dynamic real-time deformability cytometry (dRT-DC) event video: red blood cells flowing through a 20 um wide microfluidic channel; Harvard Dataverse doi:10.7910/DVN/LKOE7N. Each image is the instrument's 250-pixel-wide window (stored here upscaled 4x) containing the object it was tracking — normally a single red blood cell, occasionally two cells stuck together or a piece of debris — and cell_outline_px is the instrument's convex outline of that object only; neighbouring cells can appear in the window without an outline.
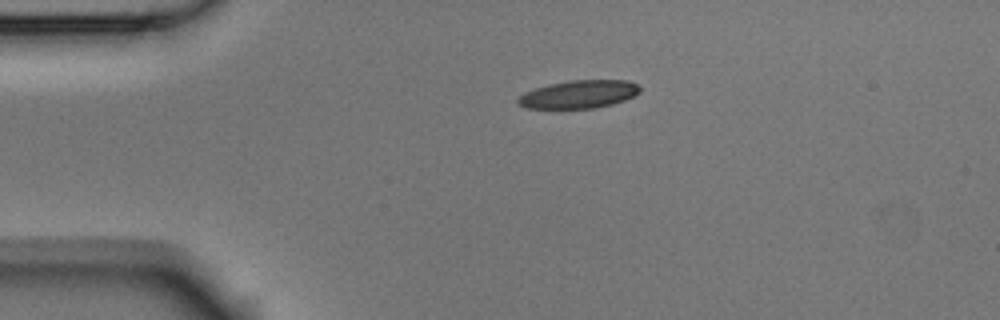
{"species": "Egyptian fruit bat (a non-hibernating species)", "species_latin": "Rousettus aegyptiacus", "temperature_condition": "room temperature", "stored_images_in_passage": 2, "camera_frame_rate_fps": 3000, "um_per_image_px": 0.085, "animal": {"sex": "male"}, "frame": {"image": 1, "passage_image": 1, "time_ms": 0.0, "image_size_px": [1000, 320], "cell_outline_px": [[640, 92], [624, 100], [612, 104], [596, 108], [524, 108], [516, 104], [516, 100], [520, 96], [536, 88], [548, 84], [568, 80], [628, 80], [636, 84], [640, 88]], "centroid_in_image_um": [49.19, 8.01], "position_along_channel_um": 35.8, "area_um2": 19.83}}